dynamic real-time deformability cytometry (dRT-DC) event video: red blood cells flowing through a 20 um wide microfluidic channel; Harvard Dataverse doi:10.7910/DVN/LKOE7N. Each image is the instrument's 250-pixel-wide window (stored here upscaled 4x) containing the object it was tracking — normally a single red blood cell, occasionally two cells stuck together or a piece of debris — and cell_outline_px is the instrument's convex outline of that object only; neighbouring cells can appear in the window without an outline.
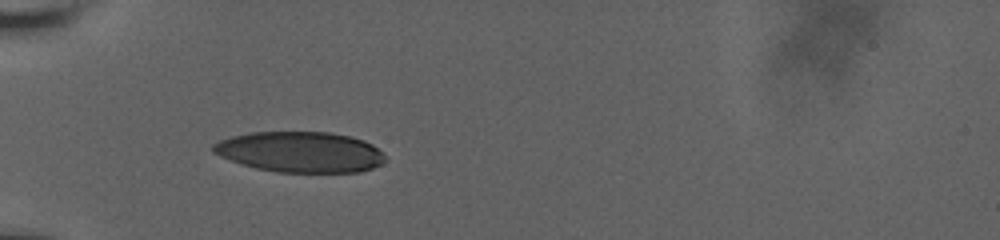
{"species": "human", "species_latin": "Homo sapiens", "temperature_condition": "room temperature", "stored_images_in_passage": 38, "camera_frame_rate_fps": 3000, "um_per_image_px": 0.085, "donor": {"sex": "male"}, "frame": {"image": 1, "passage_image": 1, "time_ms": 0.0, "image_size_px": [1000, 240], "cell_outline_px": [[384, 160], [380, 164], [372, 168], [360, 172], [276, 172], [256, 168], [220, 156], [212, 152], [212, 144], [220, 140], [232, 136], [252, 132], [328, 132], [348, 136], [364, 140], [372, 144], [384, 156]], "centroid_in_image_um": [25.5, 12.91], "position_along_channel_um": 59.5, "area_um2": 40.46}}
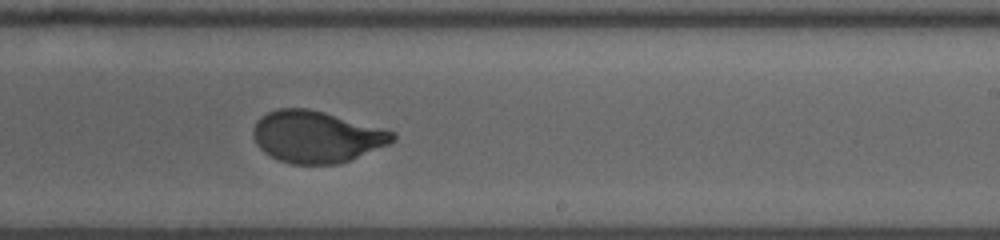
{"frame": {"image": 2, "passage_image": 18, "time_ms": 5.667, "image_size_px": [1000, 240], "cell_outline_px": [[396, 140], [388, 144], [352, 160], [336, 164], [292, 164], [280, 160], [264, 152], [256, 144], [252, 132], [252, 128], [256, 120], [260, 116], [268, 112], [280, 108], [308, 108], [324, 112], [396, 132]], "centroid_in_image_um": [26.89, 11.62], "position_along_channel_um": 262.1, "area_um2": 42.08}}
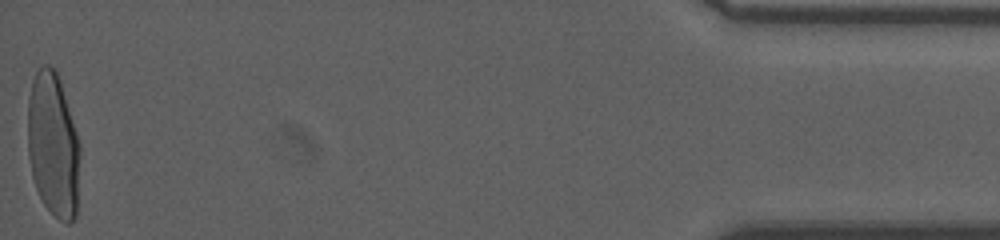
{"frame": {"image": 3, "passage_image": 38, "time_ms": 12.333, "image_size_px": [1000, 240], "cell_outline_px": [[80, 156], [76, 216], [68, 224], [60, 220], [44, 204], [36, 188], [32, 176], [28, 156], [28, 100], [32, 80], [36, 72], [44, 64], [48, 64], [56, 72], [60, 80], [80, 144]], "centroid_in_image_um": [4.52, 12.33], "position_along_channel_um": 430.7, "area_um2": 43.93}, "authors_computed_cell_mechanics": {"area_um2": 42.2807, "velocity_mm_per_s": 3.8017, "shape_relaxation_time_tau1_ms": 4.5345, "shape_relaxation_time_tau2_ms": null, "deformation_change_tau1": 0.2098, "deformation_change_tau2": null}}